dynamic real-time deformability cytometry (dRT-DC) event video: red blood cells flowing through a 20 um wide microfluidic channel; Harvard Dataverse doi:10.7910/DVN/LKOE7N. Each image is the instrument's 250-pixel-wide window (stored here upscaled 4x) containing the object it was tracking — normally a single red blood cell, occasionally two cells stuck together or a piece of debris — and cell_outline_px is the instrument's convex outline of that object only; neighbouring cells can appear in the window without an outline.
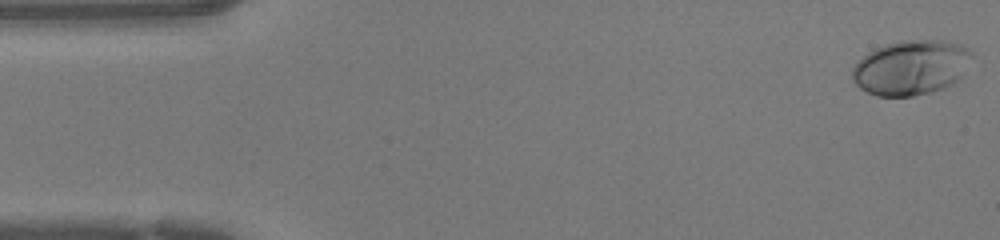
{"species": "human", "species_latin": "Homo sapiens", "temperature_condition": "warm", "stored_images_in_passage": 47, "camera_frame_rate_fps": 3000, "um_per_image_px": 0.085, "donor": {"sex": "female"}, "frame": {"image": 1, "passage_image": 1, "time_ms": 0.0, "image_size_px": [1000, 240], "cell_outline_px": [[972, 56], [960, 76], [952, 84], [944, 88], [932, 92], [912, 96], [876, 96], [860, 88], [852, 80], [852, 68], [868, 52], [884, 44], [900, 40], [944, 40], [960, 44], [968, 48], [972, 52]], "centroid_in_image_um": [77.42, 5.73], "position_along_channel_um": 7.6, "area_um2": 38.15}}
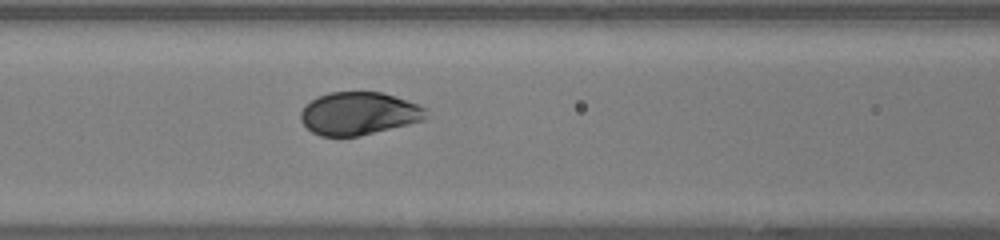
{"frame": {"image": 2, "passage_image": 19, "time_ms": 6.0, "image_size_px": [1000, 240], "cell_outline_px": [[428, 108], [424, 120], [360, 136], [320, 136], [312, 132], [300, 120], [300, 112], [312, 100], [320, 96], [332, 92], [380, 92], [396, 96], [420, 104]], "centroid_in_image_um": [30.53, 9.65], "position_along_channel_um": 136.1, "area_um2": 31.21}}
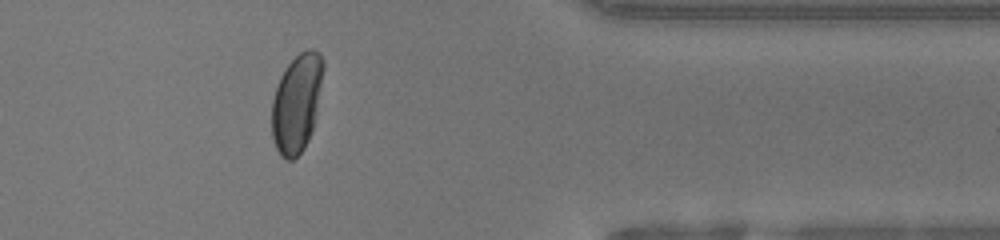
{"frame": {"image": 3, "passage_image": 38, "time_ms": 12.333, "image_size_px": [1000, 240], "cell_outline_px": [[324, 68], [316, 112], [312, 132], [304, 148], [292, 160], [284, 160], [280, 156], [276, 148], [272, 136], [272, 100], [280, 76], [288, 64], [300, 52], [308, 48], [312, 48], [320, 52], [324, 60]], "centroid_in_image_um": [25.22, 8.75], "position_along_channel_um": 386.2, "area_um2": 29.54}, "authors_computed_cell_mechanics": {"area_um2": 32.7726, "velocity_mm_per_s": 4.283, "shape_relaxation_time_tau1_ms": 2.8106, "shape_relaxation_time_tau2_ms": null, "deformation_change_tau1": 0.163, "deformation_change_tau2": null}}